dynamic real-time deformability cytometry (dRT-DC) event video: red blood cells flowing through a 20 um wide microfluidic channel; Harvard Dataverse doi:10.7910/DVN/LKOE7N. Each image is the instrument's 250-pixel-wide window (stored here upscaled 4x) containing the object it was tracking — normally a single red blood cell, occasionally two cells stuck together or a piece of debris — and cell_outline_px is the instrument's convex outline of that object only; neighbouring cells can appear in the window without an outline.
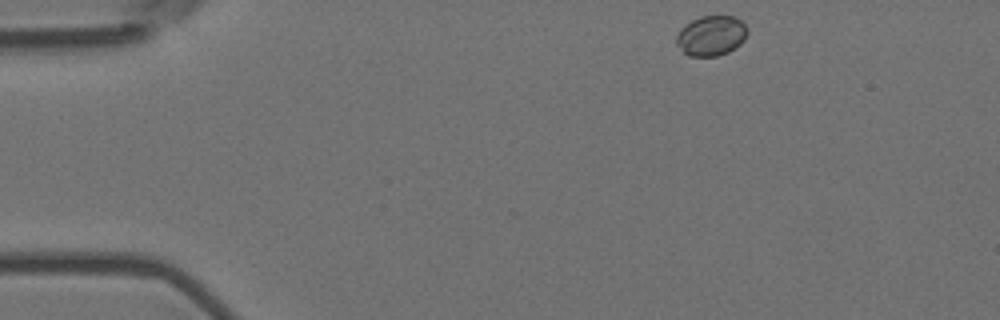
{"species": "Egyptian fruit bat (a non-hibernating species)", "species_latin": "Rousettus aegyptiacus", "temperature_condition": "room temperature", "stored_images_in_passage": 4, "camera_frame_rate_fps": 3000, "um_per_image_px": 0.085, "animal": {"sex": "female"}, "frame": {"image": 1, "passage_image": 1, "time_ms": 0.0, "image_size_px": [1000, 320], "cell_outline_px": [[744, 40], [736, 48], [728, 52], [716, 56], [688, 56], [676, 44], [676, 36], [680, 28], [692, 20], [700, 16], [732, 16], [740, 20], [744, 24]], "centroid_in_image_um": [60.4, 3.04], "position_along_channel_um": 24.6, "area_um2": 16.36}}
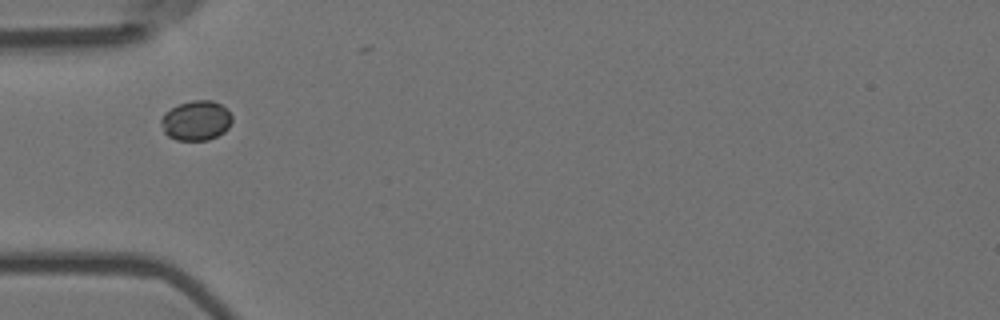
{"frame": {"image": 2, "passage_image": 4, "time_ms": 1.0, "image_size_px": [1000, 320], "cell_outline_px": [[232, 120], [228, 128], [224, 132], [208, 140], [176, 140], [168, 136], [164, 132], [160, 120], [172, 108], [180, 104], [192, 100], [212, 100], [220, 104], [232, 116]], "centroid_in_image_um": [16.68, 10.26], "position_along_channel_um": 68.3, "area_um2": 16.18}}